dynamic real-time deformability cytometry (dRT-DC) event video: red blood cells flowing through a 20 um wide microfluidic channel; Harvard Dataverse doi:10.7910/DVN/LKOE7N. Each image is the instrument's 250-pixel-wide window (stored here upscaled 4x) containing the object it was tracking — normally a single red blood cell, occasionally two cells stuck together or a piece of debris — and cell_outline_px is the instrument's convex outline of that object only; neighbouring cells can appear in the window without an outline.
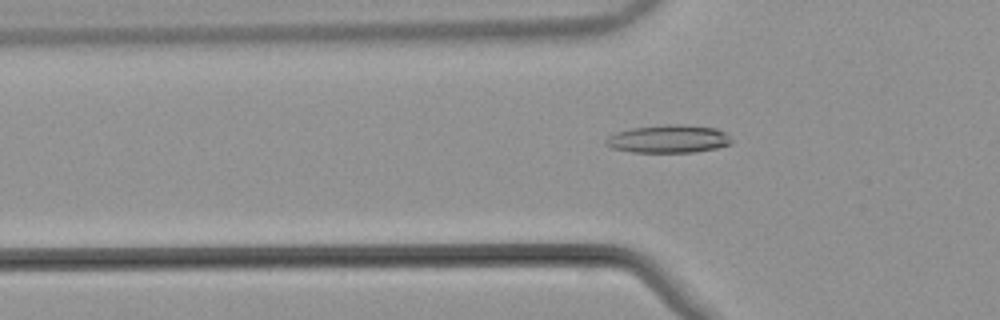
{"species": "common noctule bat (a hibernating species)", "species_latin": "Nyctalus noctula", "temperature_condition": "warm", "stored_images_in_passage": 54, "camera_frame_rate_fps": 3000, "um_per_image_px": 0.085, "animal": {"sex": "male", "body_mass_g": 21.5, "forearm_length_mm": 52.0}, "frame": {"image": 1, "passage_image": 19, "time_ms": 6.0, "image_size_px": [1000, 320], "cell_outline_px": [[732, 144], [716, 148], [696, 152], [632, 152], [612, 148], [604, 144], [604, 140], [608, 136], [616, 132], [632, 128], [664, 124], [684, 124], [716, 128], [724, 132], [732, 140]], "centroid_in_image_um": [56.81, 11.8], "position_along_channel_um": 69.0, "area_um2": 20.63}}
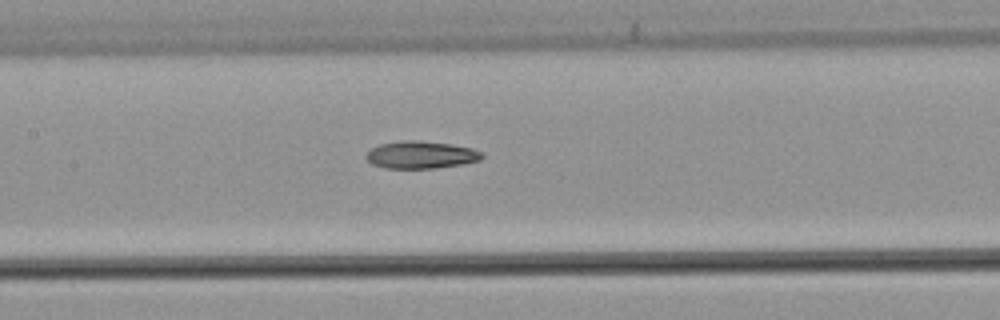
{"frame": {"image": 2, "passage_image": 27, "time_ms": 8.667, "image_size_px": [1000, 320], "cell_outline_px": [[484, 156], [480, 160], [460, 164], [432, 168], [384, 168], [372, 164], [364, 156], [372, 148], [380, 144], [400, 140], [416, 140], [448, 144], [472, 148], [484, 152]], "centroid_in_image_um": [35.77, 13.15], "position_along_channel_um": 171.6, "area_um2": 18.38}}
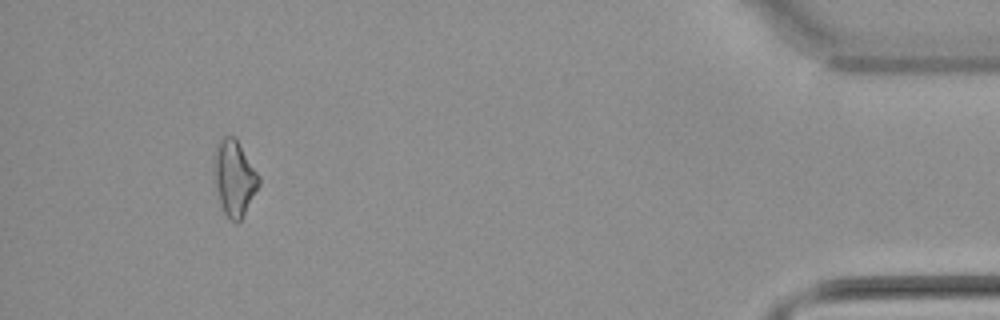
{"frame": {"image": 3, "passage_image": 51, "time_ms": 16.667, "image_size_px": [1000, 320], "cell_outline_px": [[260, 184], [240, 220], [236, 224], [228, 220], [224, 212], [212, 180], [212, 160], [216, 144], [224, 136], [236, 136], [260, 176]], "centroid_in_image_um": [19.87, 15.09], "position_along_channel_um": 415.3, "area_um2": 20.35}}